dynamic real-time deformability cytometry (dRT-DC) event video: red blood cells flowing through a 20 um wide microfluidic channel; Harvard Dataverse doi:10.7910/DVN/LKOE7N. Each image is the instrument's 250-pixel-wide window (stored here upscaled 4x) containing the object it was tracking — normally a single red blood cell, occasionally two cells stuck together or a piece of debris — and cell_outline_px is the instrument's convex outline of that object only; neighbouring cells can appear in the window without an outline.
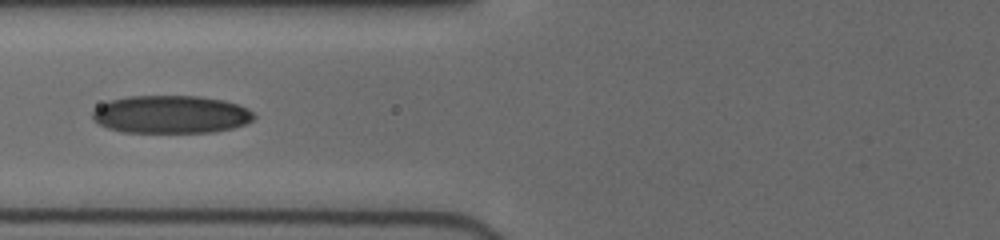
{"species": "human", "species_latin": "Homo sapiens", "temperature_condition": "cold", "stored_images_in_passage": 18, "camera_frame_rate_fps": 3000, "um_per_image_px": 0.085, "donor": {"sex": "female"}, "frame": {"image": 1, "passage_image": 7, "time_ms": 3.667, "image_size_px": [1000, 240], "cell_outline_px": [[256, 116], [252, 120], [244, 124], [232, 128], [216, 132], [120, 132], [108, 128], [100, 124], [92, 116], [92, 112], [96, 108], [112, 100], [128, 96], [200, 96], [224, 100], [248, 108]], "centroid_in_image_um": [14.56, 9.73], "position_along_channel_um": 111.2, "area_um2": 35.49}}
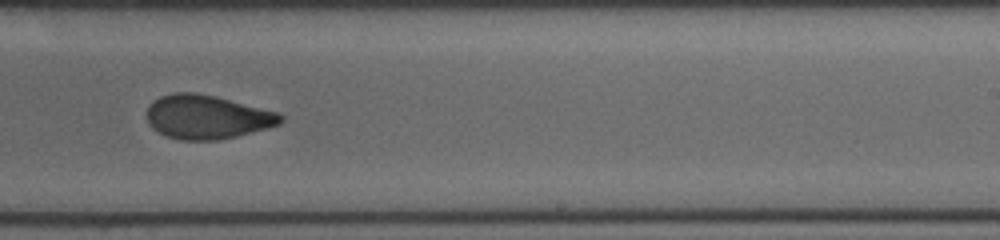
{"frame": {"image": 2, "passage_image": 11, "time_ms": 7.667, "image_size_px": [1000, 240], "cell_outline_px": [[284, 120], [280, 124], [268, 128], [236, 136], [216, 140], [180, 140], [168, 136], [152, 128], [148, 124], [148, 104], [160, 96], [176, 92], [196, 92], [216, 96], [276, 112], [284, 116]], "centroid_in_image_um": [17.59, 9.94], "position_along_channel_um": 271.4, "area_um2": 34.1}}
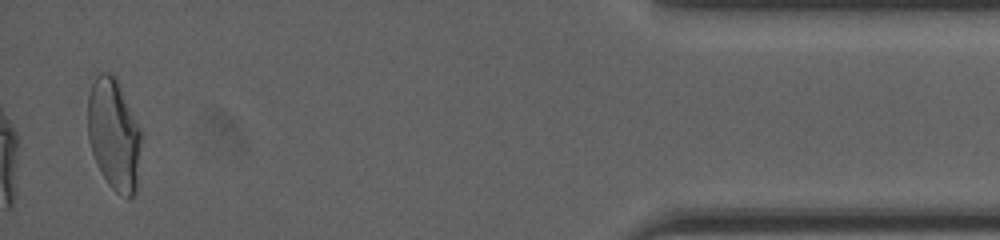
{"frame": {"image": 3, "passage_image": 18, "time_ms": 13.0, "image_size_px": [1000, 240], "cell_outline_px": [[140, 140], [136, 192], [128, 200], [120, 196], [108, 184], [100, 172], [92, 152], [88, 140], [88, 96], [92, 84], [96, 76], [100, 72], [108, 72], [116, 76], [140, 128]], "centroid_in_image_um": [9.67, 11.44], "position_along_channel_um": 425.5, "area_um2": 34.74}, "authors_computed_cell_mechanics": {"area_um2": 35.547, "velocity_mm_per_s": 4.0013, "shape_relaxation_time_tau1_ms": 9.3363, "shape_relaxation_time_tau2_ms": 1.2079, "deformation_change_tau1": 0.2405, "deformation_change_tau2": 0.0617}}